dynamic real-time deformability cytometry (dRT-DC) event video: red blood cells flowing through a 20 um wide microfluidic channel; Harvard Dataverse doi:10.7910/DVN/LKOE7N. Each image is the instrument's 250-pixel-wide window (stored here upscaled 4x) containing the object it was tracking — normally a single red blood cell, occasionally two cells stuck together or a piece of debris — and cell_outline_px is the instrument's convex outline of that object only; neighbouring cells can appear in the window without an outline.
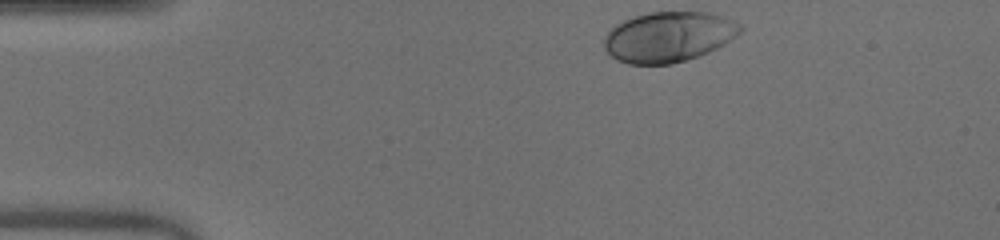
{"species": "human", "species_latin": "Homo sapiens", "temperature_condition": "warm", "stored_images_in_passage": 33, "camera_frame_rate_fps": 3000, "um_per_image_px": 0.085, "donor": {"sex": "male"}, "frame": {"image": 1, "passage_image": 1, "time_ms": 0.0, "image_size_px": [1000, 240], "cell_outline_px": [[744, 28], [736, 36], [724, 44], [708, 52], [672, 64], [628, 64], [616, 60], [604, 48], [604, 36], [616, 24], [624, 20], [636, 16], [652, 12], [712, 12], [724, 16], [740, 24]], "centroid_in_image_um": [56.83, 3.13], "position_along_channel_um": 28.2, "area_um2": 39.82}}
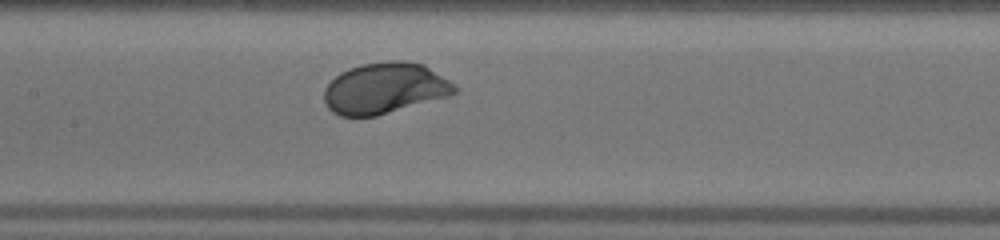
{"frame": {"image": 2, "passage_image": 17, "time_ms": 5.333, "image_size_px": [1000, 240], "cell_outline_px": [[460, 88], [456, 92], [448, 96], [376, 116], [340, 116], [332, 112], [328, 108], [324, 100], [324, 88], [340, 72], [348, 68], [360, 64], [392, 60], [404, 60], [424, 64], [456, 84]], "centroid_in_image_um": [32.71, 7.49], "position_along_channel_um": 174.7, "area_um2": 39.02}}
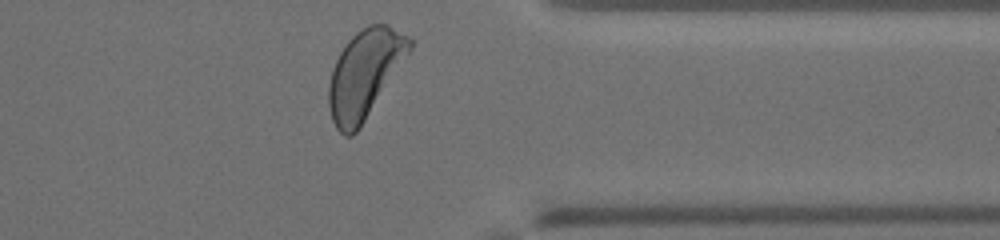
{"frame": {"image": 3, "passage_image": 33, "time_ms": 10.667, "image_size_px": [1000, 240], "cell_outline_px": [[412, 48], [360, 128], [352, 136], [344, 136], [336, 128], [332, 120], [328, 104], [328, 84], [332, 68], [340, 52], [348, 40], [356, 32], [368, 24], [388, 24], [408, 36], [412, 40]], "centroid_in_image_um": [30.98, 6.28], "position_along_channel_um": 380.4, "area_um2": 41.27}, "authors_computed_cell_mechanics": {"area_um2": 37.9746, "velocity_mm_per_s": 4.0071, "shape_relaxation_time_tau1_ms": 1.7724, "shape_relaxation_time_tau2_ms": null, "deformation_change_tau1": 0.1513, "deformation_change_tau2": null}}